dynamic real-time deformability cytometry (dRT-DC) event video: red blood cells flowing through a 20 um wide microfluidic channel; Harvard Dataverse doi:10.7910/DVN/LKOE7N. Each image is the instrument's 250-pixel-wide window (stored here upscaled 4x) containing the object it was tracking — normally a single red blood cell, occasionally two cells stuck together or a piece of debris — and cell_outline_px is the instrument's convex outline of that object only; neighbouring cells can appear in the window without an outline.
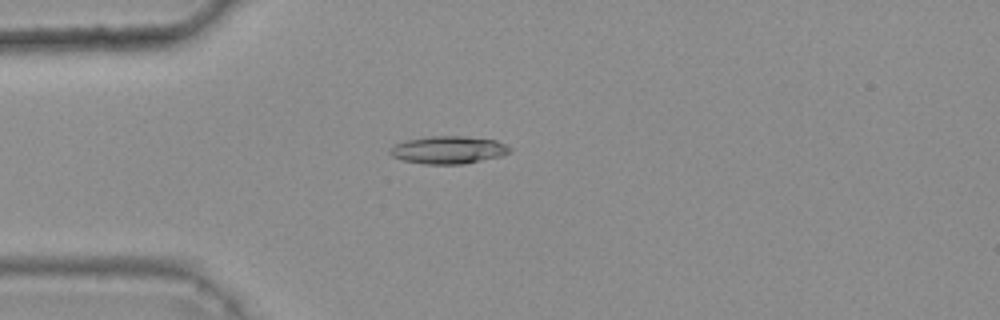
{"species": "common noctule bat (a hibernating species)", "species_latin": "Nyctalus noctula", "temperature_condition": "warm", "stored_images_in_passage": 38, "camera_frame_rate_fps": 3000, "um_per_image_px": 0.085, "animal": {"sex": "female", "body_mass_g": 25.1}, "frame": {"image": 1, "passage_image": 4, "time_ms": 1.0, "image_size_px": [1000, 320], "cell_outline_px": [[512, 152], [500, 156], [464, 164], [424, 164], [400, 160], [392, 156], [388, 152], [388, 148], [404, 140], [428, 136], [464, 136], [496, 140], [512, 148]], "centroid_in_image_um": [38.07, 12.74], "position_along_channel_um": 46.9, "area_um2": 19.54}}
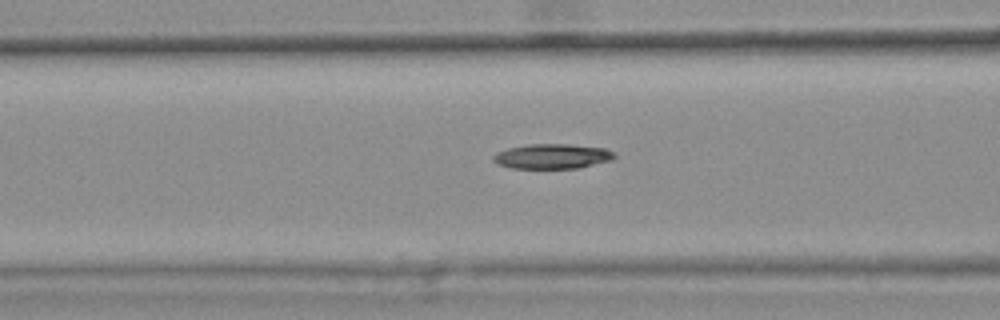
{"frame": {"image": 2, "passage_image": 11, "time_ms": 3.333, "image_size_px": [1000, 320], "cell_outline_px": [[616, 156], [612, 160], [576, 168], [512, 168], [496, 164], [492, 160], [492, 156], [496, 152], [508, 148], [528, 144], [568, 144], [604, 148], [612, 152]], "centroid_in_image_um": [46.88, 13.28], "position_along_channel_um": 119.7, "area_um2": 17.51}}
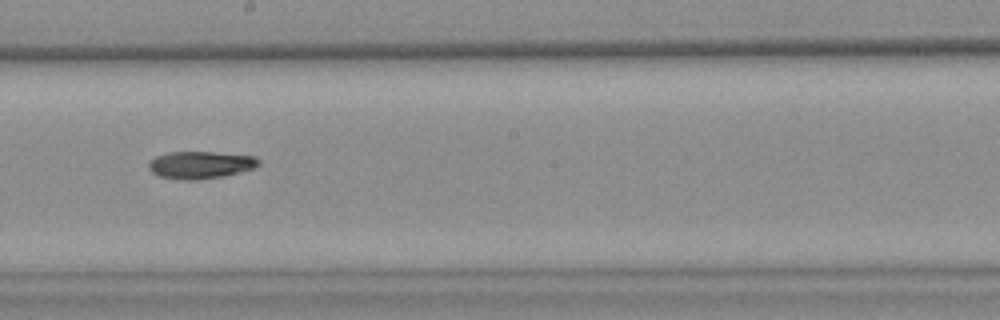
{"frame": {"image": 3, "passage_image": 20, "time_ms": 6.333, "image_size_px": [1000, 320], "cell_outline_px": [[260, 164], [256, 168], [224, 176], [196, 180], [180, 180], [160, 176], [152, 172], [148, 168], [148, 160], [156, 156], [168, 152], [216, 152], [256, 156], [260, 160]], "centroid_in_image_um": [17.05, 14.01], "position_along_channel_um": 231.1, "area_um2": 17.8}, "authors_computed_cell_mechanics": {"area_um2": 17.5134, "velocity_mm_per_s": 3.7226, "shape_relaxation_time_tau1_ms": 6.518, "shape_relaxation_time_tau2_ms": null, "deformation_change_tau1": 0.1477, "deformation_change_tau2": null}}